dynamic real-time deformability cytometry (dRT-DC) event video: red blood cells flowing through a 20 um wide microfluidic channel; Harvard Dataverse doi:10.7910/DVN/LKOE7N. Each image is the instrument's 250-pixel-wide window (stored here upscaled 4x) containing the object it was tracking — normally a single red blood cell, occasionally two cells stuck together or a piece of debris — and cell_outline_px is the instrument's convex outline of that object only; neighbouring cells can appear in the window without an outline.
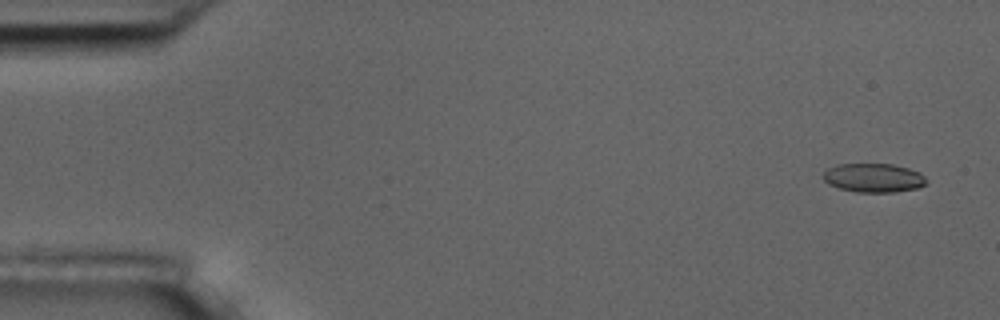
{"species": "common noctule bat (a hibernating species)", "species_latin": "Nyctalus noctula", "temperature_condition": "room temperature", "stored_images_in_passage": 5, "camera_frame_rate_fps": 3000, "um_per_image_px": 0.085, "animal": {"sex": "male", "body_mass_g": 17.5, "forearm_length_mm": 52.3}, "frame": {"image": 1, "passage_image": 1, "time_ms": 0.0, "image_size_px": [1000, 320], "cell_outline_px": [[928, 180], [924, 184], [916, 188], [896, 192], [856, 192], [840, 188], [828, 184], [820, 176], [828, 168], [836, 164], [892, 164], [908, 168], [920, 172]], "centroid_in_image_um": [74.23, 15.11], "position_along_channel_um": 10.8, "area_um2": 17.46}}
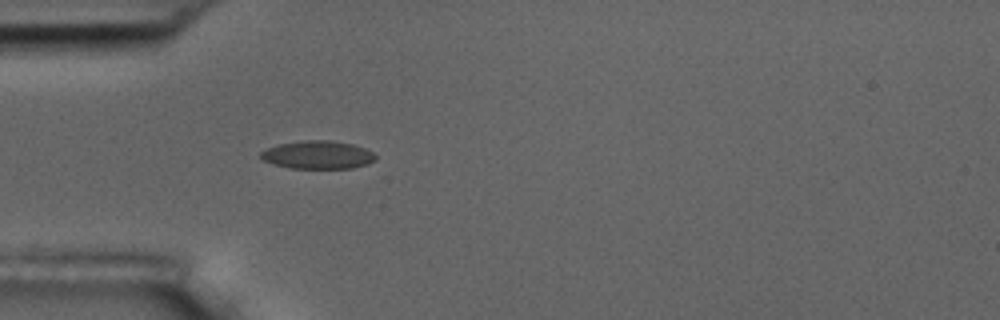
{"frame": {"image": 2, "passage_image": 5, "time_ms": 4.667, "image_size_px": [1000, 320], "cell_outline_px": [[376, 160], [368, 164], [352, 168], [288, 168], [264, 160], [260, 156], [260, 152], [268, 148], [280, 144], [308, 140], [328, 140], [352, 144], [364, 148], [372, 152], [376, 156]], "centroid_in_image_um": [27.04, 13.17], "position_along_channel_um": 58.0, "area_um2": 18.55}}